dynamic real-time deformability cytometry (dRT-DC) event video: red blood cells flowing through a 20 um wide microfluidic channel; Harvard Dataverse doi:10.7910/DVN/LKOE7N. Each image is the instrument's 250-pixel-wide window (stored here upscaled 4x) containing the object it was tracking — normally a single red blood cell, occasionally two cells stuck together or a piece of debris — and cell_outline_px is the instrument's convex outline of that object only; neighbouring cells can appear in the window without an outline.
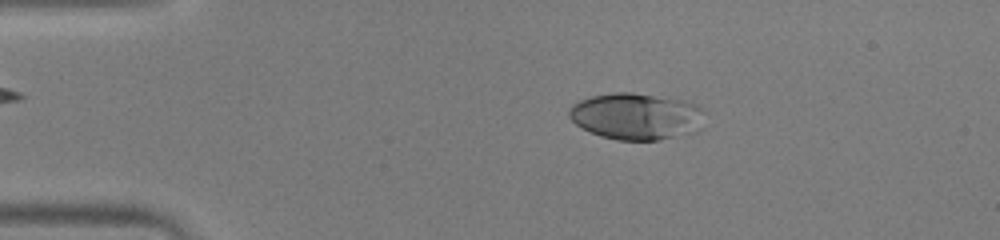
{"species": "human", "species_latin": "Homo sapiens", "temperature_condition": "warm", "stored_images_in_passage": 51, "camera_frame_rate_fps": 3000, "um_per_image_px": 0.085, "donor": {"sex": "male"}, "frame": {"image": 1, "passage_image": 9, "time_ms": 2.667, "image_size_px": [1000, 240], "cell_outline_px": [[708, 112], [696, 132], [660, 140], [616, 140], [600, 136], [576, 124], [568, 116], [568, 112], [572, 104], [580, 100], [592, 96], [612, 92], [632, 92], [680, 100], [696, 104]], "centroid_in_image_um": [54.11, 9.89], "position_along_channel_um": 30.9, "area_um2": 37.05}}
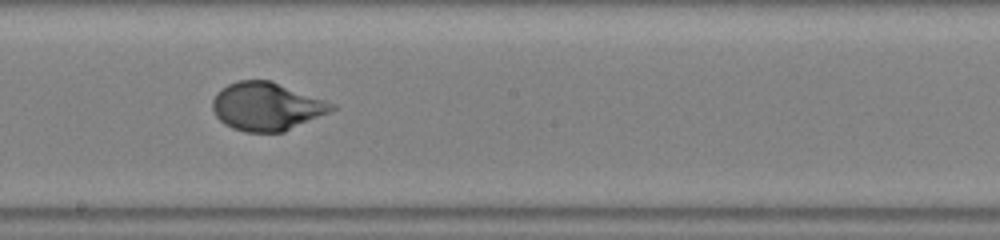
{"frame": {"image": 2, "passage_image": 28, "time_ms": 9.0, "image_size_px": [1000, 240], "cell_outline_px": [[340, 108], [284, 132], [244, 132], [232, 128], [224, 124], [216, 116], [212, 108], [212, 100], [216, 92], [220, 88], [236, 80], [272, 80], [336, 104]], "centroid_in_image_um": [22.67, 9.04], "position_along_channel_um": 225.5, "area_um2": 33.93}}
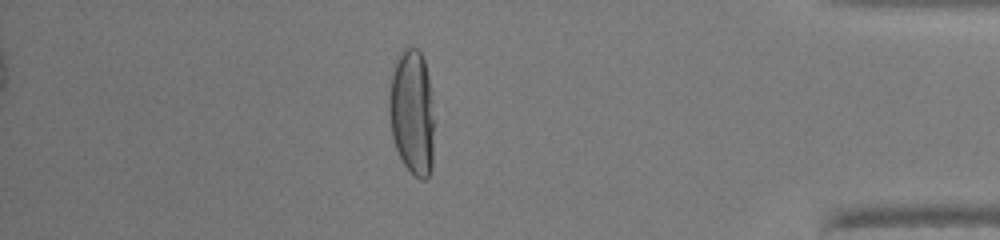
{"frame": {"image": 3, "passage_image": 44, "time_ms": 14.333, "image_size_px": [1000, 240], "cell_outline_px": [[436, 120], [432, 164], [428, 176], [424, 180], [420, 180], [404, 164], [396, 148], [392, 136], [388, 108], [388, 100], [392, 72], [396, 60], [400, 52], [404, 48], [416, 48], [420, 52], [424, 60], [428, 76]], "centroid_in_image_um": [35.05, 9.56], "position_along_channel_um": 400.1, "area_um2": 33.58}, "authors_computed_cell_mechanics": {"area_um2": 33.9286, "velocity_mm_per_s": 3.9593, "shape_relaxation_time_tau1_ms": 5.3525, "shape_relaxation_time_tau2_ms": null, "deformation_change_tau1": 0.2809, "deformation_change_tau2": null}}